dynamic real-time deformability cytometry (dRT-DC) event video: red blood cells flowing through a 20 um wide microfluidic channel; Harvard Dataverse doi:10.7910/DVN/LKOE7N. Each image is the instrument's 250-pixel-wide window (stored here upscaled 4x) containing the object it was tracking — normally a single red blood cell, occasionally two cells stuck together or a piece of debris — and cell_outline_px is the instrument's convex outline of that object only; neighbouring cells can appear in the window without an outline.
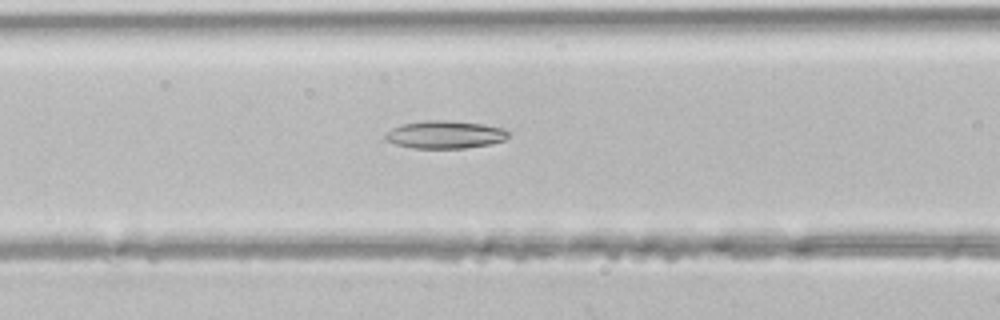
{"species": "common noctule bat (a hibernating species)", "species_latin": "Nyctalus noctula", "temperature_condition": "room temperature", "stored_images_in_passage": 39, "camera_frame_rate_fps": 3000, "um_per_image_px": 0.085, "animal": {"sex": "male", "body_mass_g": 21.5, "forearm_length_mm": 52.0}, "frame": {"image": 1, "passage_image": 13, "time_ms": 4.0, "image_size_px": [1000, 320], "cell_outline_px": [[508, 136], [504, 140], [492, 144], [464, 148], [412, 148], [396, 144], [388, 140], [384, 136], [384, 132], [400, 124], [424, 120], [444, 120], [480, 124], [504, 128], [508, 132]], "centroid_in_image_um": [37.8, 11.44], "position_along_channel_um": 128.8, "area_um2": 19.88}}
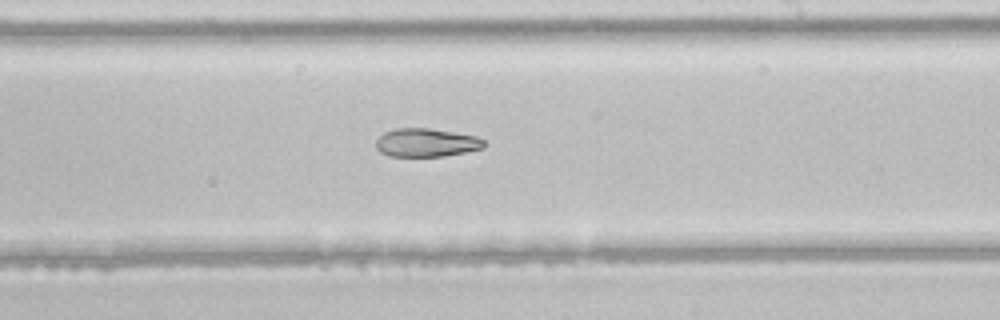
{"frame": {"image": 2, "passage_image": 21, "time_ms": 6.667, "image_size_px": [1000, 320], "cell_outline_px": [[484, 148], [444, 156], [388, 156], [380, 152], [376, 148], [376, 140], [384, 132], [396, 128], [428, 128], [476, 136], [484, 140]], "centroid_in_image_um": [36.2, 12.12], "position_along_channel_um": 252.8, "area_um2": 17.8}}
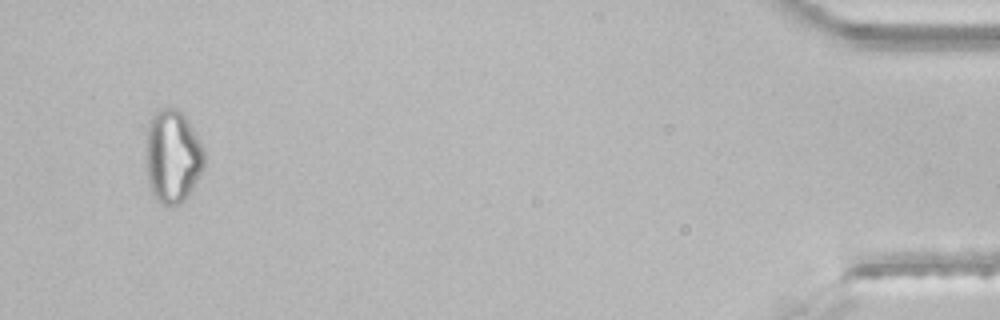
{"frame": {"image": 3, "passage_image": 37, "time_ms": 12.0, "image_size_px": [1000, 320], "cell_outline_px": [[204, 168], [200, 176], [188, 196], [180, 204], [172, 208], [160, 204], [152, 196], [148, 180], [148, 128], [152, 116], [160, 108], [176, 108], [188, 120], [200, 140], [204, 148]], "centroid_in_image_um": [14.71, 13.36], "position_along_channel_um": 420.5, "area_um2": 31.62}}